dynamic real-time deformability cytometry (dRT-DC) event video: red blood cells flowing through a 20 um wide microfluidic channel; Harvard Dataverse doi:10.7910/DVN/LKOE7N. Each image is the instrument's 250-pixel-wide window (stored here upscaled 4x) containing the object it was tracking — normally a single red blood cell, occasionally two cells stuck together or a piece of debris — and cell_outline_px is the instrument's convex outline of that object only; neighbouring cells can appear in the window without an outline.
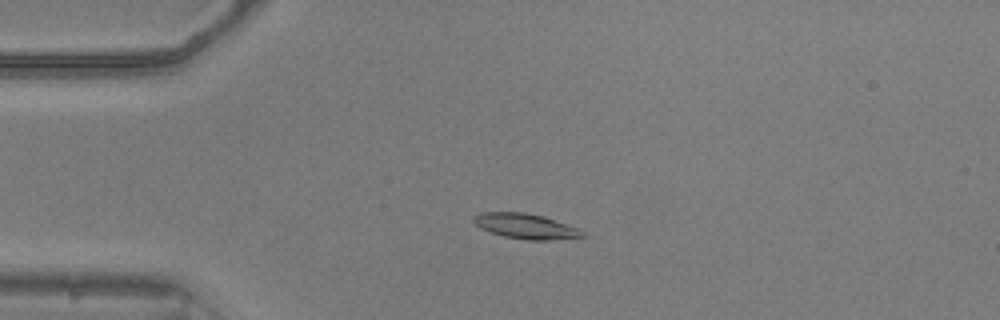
{"species": "common noctule bat (a hibernating species)", "species_latin": "Nyctalus noctula", "temperature_condition": "warm", "stored_images_in_passage": 53, "camera_frame_rate_fps": 3000, "um_per_image_px": 0.085, "animal": {"sex": "male", "body_mass_g": 20.5, "forearm_length_mm": 52.5}, "frame": {"image": 1, "passage_image": 13, "time_ms": 4.0, "image_size_px": [1000, 320], "cell_outline_px": [[588, 236], [548, 240], [528, 240], [504, 236], [480, 228], [472, 220], [472, 216], [480, 212], [524, 212], [544, 216], [576, 228], [584, 232]], "centroid_in_image_um": [44.65, 19.22], "position_along_channel_um": 40.3, "area_um2": 15.84}}
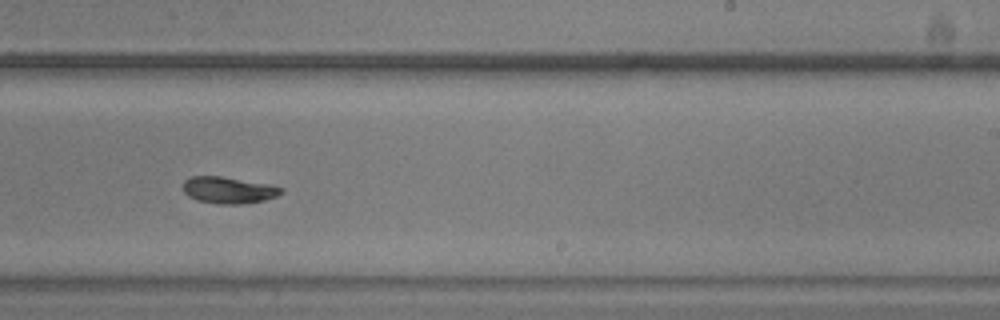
{"frame": {"image": 2, "passage_image": 33, "time_ms": 10.667, "image_size_px": [1000, 320], "cell_outline_px": [[284, 192], [276, 196], [264, 200], [240, 204], [216, 204], [196, 200], [188, 196], [184, 192], [184, 180], [192, 176], [220, 176], [272, 184], [284, 188]], "centroid_in_image_um": [19.45, 16.16], "position_along_channel_um": 269.6, "area_um2": 15.37}}
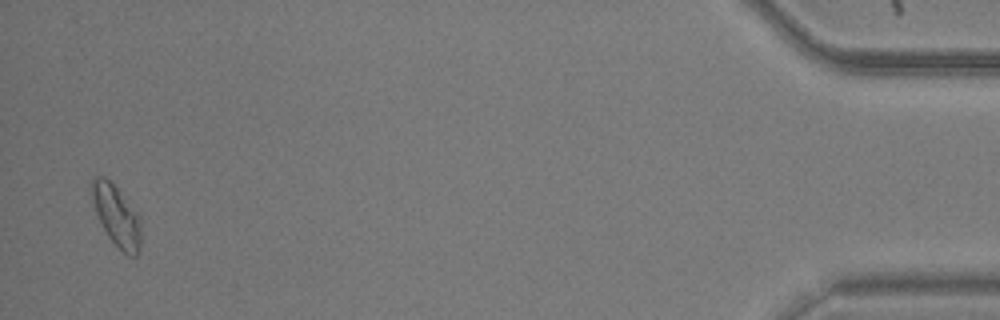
{"frame": {"image": 3, "passage_image": 52, "time_ms": 17.0, "image_size_px": [1000, 320], "cell_outline_px": [[140, 248], [136, 256], [128, 256], [108, 236], [96, 212], [88, 192], [88, 184], [92, 176], [104, 176], [120, 192], [136, 212], [140, 220]], "centroid_in_image_um": [9.84, 18.27], "position_along_channel_um": 425.4, "area_um2": 17.4}, "authors_computed_cell_mechanics": {"area_um2": 15.7216, "velocity_mm_per_s": 3.8346, "shape_relaxation_time_tau1_ms": 2.515, "shape_relaxation_time_tau2_ms": 2.1296, "deformation_change_tau1": 0.1421, "deformation_change_tau2": 0.0691}}